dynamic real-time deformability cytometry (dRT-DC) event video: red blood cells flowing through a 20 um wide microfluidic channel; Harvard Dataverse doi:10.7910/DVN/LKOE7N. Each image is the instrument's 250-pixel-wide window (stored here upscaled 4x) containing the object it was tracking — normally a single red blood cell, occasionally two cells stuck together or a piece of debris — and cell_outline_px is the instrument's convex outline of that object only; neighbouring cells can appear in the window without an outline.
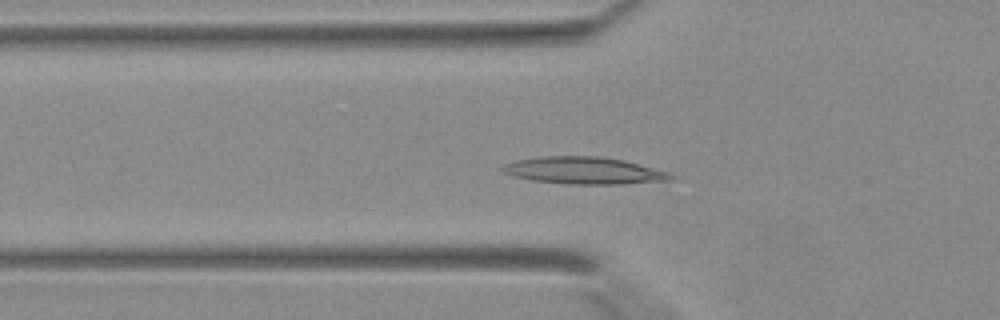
{"species": "Egyptian fruit bat (a non-hibernating species)", "species_latin": "Rousettus aegyptiacus", "temperature_condition": "warm", "stored_images_in_passage": 31, "camera_frame_rate_fps": 3000, "um_per_image_px": 0.085, "animal": {"sex": "female"}, "frame": {"image": 1, "passage_image": 7, "time_ms": 2.0, "image_size_px": [1000, 320], "cell_outline_px": [[676, 176], [672, 180], [620, 184], [568, 184], [532, 180], [512, 176], [504, 172], [500, 168], [504, 164], [516, 160], [540, 156], [600, 156], [624, 160], [668, 172]], "centroid_in_image_um": [49.63, 14.49], "position_along_channel_um": 76.2, "area_um2": 26.59}}
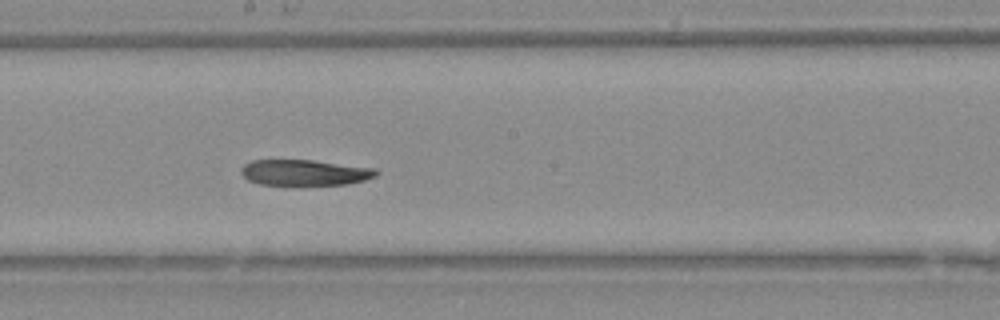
{"frame": {"image": 2, "passage_image": 16, "time_ms": 5.0, "image_size_px": [1000, 320], "cell_outline_px": [[380, 172], [376, 176], [364, 180], [344, 184], [296, 188], [260, 184], [248, 180], [240, 172], [240, 168], [244, 164], [252, 160], [312, 160], [376, 168]], "centroid_in_image_um": [25.87, 14.71], "position_along_channel_um": 222.3, "area_um2": 21.33}}
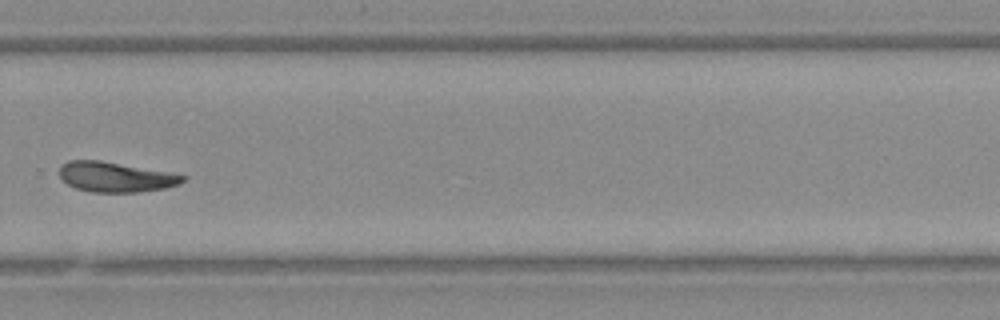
{"frame": {"image": 3, "passage_image": 22, "time_ms": 7.0, "image_size_px": [1000, 320], "cell_outline_px": [[188, 176], [180, 184], [164, 188], [136, 192], [92, 192], [76, 188], [68, 184], [60, 176], [60, 164], [68, 160], [100, 160], [168, 172]], "centroid_in_image_um": [9.81, 15.03], "position_along_channel_um": 320.0, "area_um2": 21.44}}